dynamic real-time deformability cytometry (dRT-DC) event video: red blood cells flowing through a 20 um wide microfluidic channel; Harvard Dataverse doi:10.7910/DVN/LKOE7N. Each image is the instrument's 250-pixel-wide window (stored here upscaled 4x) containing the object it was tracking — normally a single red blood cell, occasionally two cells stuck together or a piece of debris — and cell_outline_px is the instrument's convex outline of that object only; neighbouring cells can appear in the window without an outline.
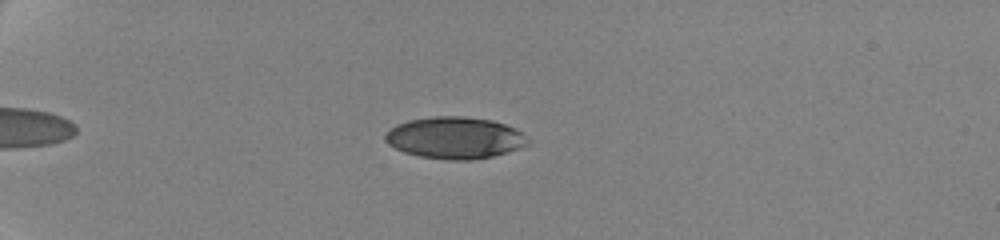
{"species": "human", "species_latin": "Homo sapiens", "temperature_condition": "cold", "stored_images_in_passage": 58, "camera_frame_rate_fps": 3000, "um_per_image_px": 0.085, "donor": {"sex": "female"}, "frame": {"image": 1, "passage_image": 16, "time_ms": 5.0, "image_size_px": [1000, 240], "cell_outline_px": [[528, 144], [520, 148], [508, 152], [492, 156], [472, 160], [448, 160], [420, 156], [404, 152], [388, 144], [384, 140], [384, 136], [396, 124], [408, 120], [432, 116], [464, 116], [492, 120], [516, 128], [528, 140]], "centroid_in_image_um": [38.65, 11.71], "position_along_channel_um": 46.3, "area_um2": 34.68}}
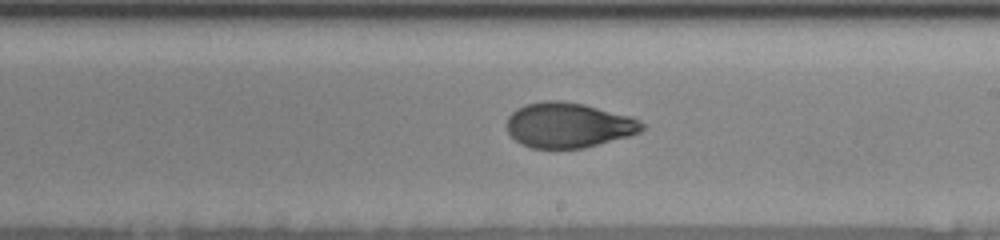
{"frame": {"image": 2, "passage_image": 37, "time_ms": 12.0, "image_size_px": [1000, 240], "cell_outline_px": [[644, 128], [640, 132], [628, 136], [584, 148], [532, 148], [520, 144], [508, 132], [508, 116], [516, 108], [524, 104], [544, 100], [556, 100], [584, 104], [632, 116], [640, 120], [644, 124]], "centroid_in_image_um": [48.32, 10.63], "position_along_channel_um": 240.7, "area_um2": 35.6}}
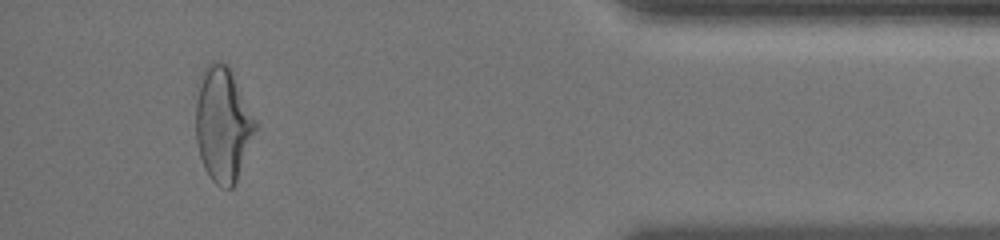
{"frame": {"image": 3, "passage_image": 55, "time_ms": 18.0, "image_size_px": [1000, 240], "cell_outline_px": [[256, 128], [236, 180], [232, 188], [220, 188], [208, 176], [204, 168], [200, 156], [196, 140], [196, 84], [200, 72], [212, 60], [220, 60], [232, 68], [256, 120]], "centroid_in_image_um": [18.91, 10.48], "position_along_channel_um": 416.3, "area_um2": 40.29}, "authors_computed_cell_mechanics": {"area_um2": 35.7493, "velocity_mm_per_s": 3.5104, "shape_relaxation_time_tau1_ms": 4.7763, "shape_relaxation_time_tau2_ms": 1.8611, "deformation_change_tau1": 0.1705, "deformation_change_tau2": 0.0679}}